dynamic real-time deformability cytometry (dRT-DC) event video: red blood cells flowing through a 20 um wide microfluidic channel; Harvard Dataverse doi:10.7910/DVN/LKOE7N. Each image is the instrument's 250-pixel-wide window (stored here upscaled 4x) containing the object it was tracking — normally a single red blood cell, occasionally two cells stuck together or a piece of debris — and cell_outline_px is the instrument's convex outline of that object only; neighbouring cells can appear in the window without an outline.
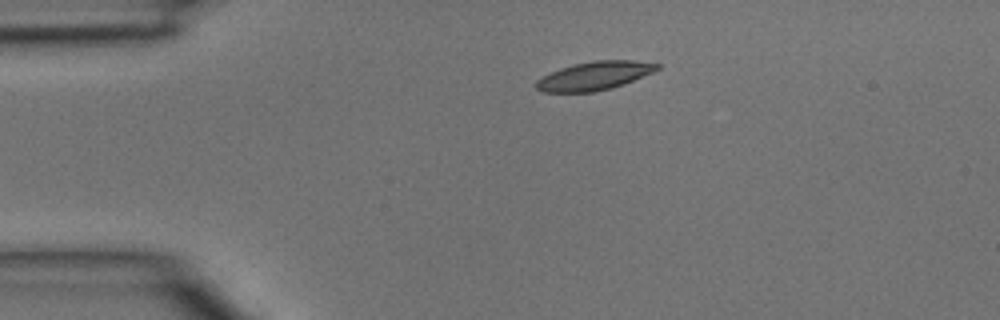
{"species": "common noctule bat (a hibernating species)", "species_latin": "Nyctalus noctula", "temperature_condition": "room temperature", "stored_images_in_passage": 2, "camera_frame_rate_fps": 3000, "um_per_image_px": 0.085, "animal": {"sex": "male", "body_mass_g": 15.6}, "frame": {"image": 1, "passage_image": 2, "time_ms": 0.333, "image_size_px": [1000, 320], "cell_outline_px": [[660, 68], [652, 72], [624, 84], [612, 88], [592, 92], [544, 92], [536, 88], [536, 80], [560, 68], [592, 60], [632, 60], [660, 64]], "centroid_in_image_um": [50.53, 6.44], "position_along_channel_um": 34.5, "area_um2": 19.88}}